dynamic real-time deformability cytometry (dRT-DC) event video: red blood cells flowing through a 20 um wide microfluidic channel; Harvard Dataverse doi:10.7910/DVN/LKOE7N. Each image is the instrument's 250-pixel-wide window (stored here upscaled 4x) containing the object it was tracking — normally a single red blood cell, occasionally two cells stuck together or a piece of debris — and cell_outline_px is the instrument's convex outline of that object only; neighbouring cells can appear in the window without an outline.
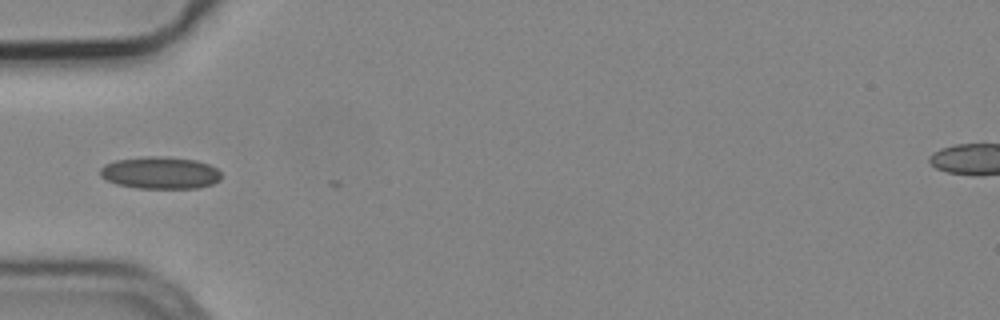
{"species": "common noctule bat (a hibernating species)", "species_latin": "Nyctalus noctula", "temperature_condition": "cold", "stored_images_in_passage": 3, "camera_frame_rate_fps": 3000, "um_per_image_px": 0.085, "animal": {"sex": "male", "body_mass_g": 19.2, "forearm_length_mm": 51.8}, "frame": {"image": 1, "passage_image": 1, "time_ms": 0.0, "image_size_px": [1000, 320], "cell_outline_px": [[220, 180], [212, 184], [196, 188], [136, 188], [116, 184], [100, 176], [100, 168], [104, 164], [116, 160], [144, 156], [168, 156], [196, 160], [208, 164], [216, 168], [220, 172]], "centroid_in_image_um": [13.6, 14.68], "position_along_channel_um": 71.4, "area_um2": 22.83}}